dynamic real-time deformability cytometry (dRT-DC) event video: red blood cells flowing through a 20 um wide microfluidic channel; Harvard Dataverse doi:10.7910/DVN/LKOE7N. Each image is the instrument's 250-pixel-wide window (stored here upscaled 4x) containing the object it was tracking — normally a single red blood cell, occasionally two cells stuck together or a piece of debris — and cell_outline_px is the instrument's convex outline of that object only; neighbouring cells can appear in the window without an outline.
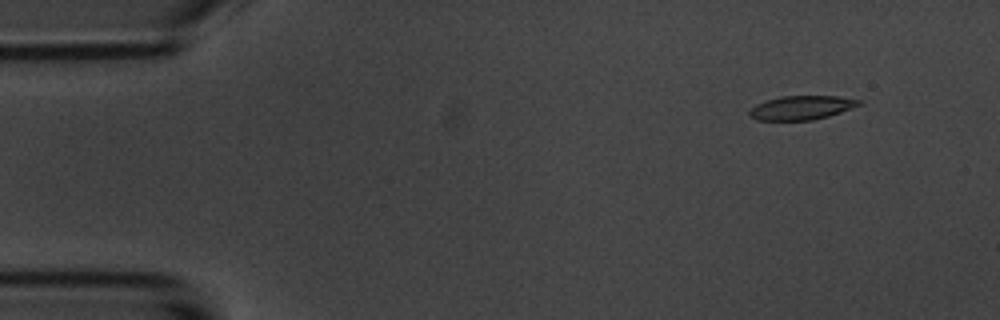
{"species": "common noctule bat (a hibernating species)", "species_latin": "Nyctalus noctula", "temperature_condition": "room temperature", "stored_images_in_passage": 6, "camera_frame_rate_fps": 3000, "um_per_image_px": 0.085, "animal": {"sex": "male", "body_mass_g": 20.1, "forearm_length_mm": 53.5}, "frame": {"image": 1, "passage_image": 2, "time_ms": 1.0, "image_size_px": [1000, 320], "cell_outline_px": [[864, 100], [860, 104], [840, 112], [828, 116], [812, 120], [756, 120], [748, 112], [756, 104], [780, 96], [836, 96]], "centroid_in_image_um": [68.14, 9.15], "position_along_channel_um": 16.9, "area_um2": 15.09}}
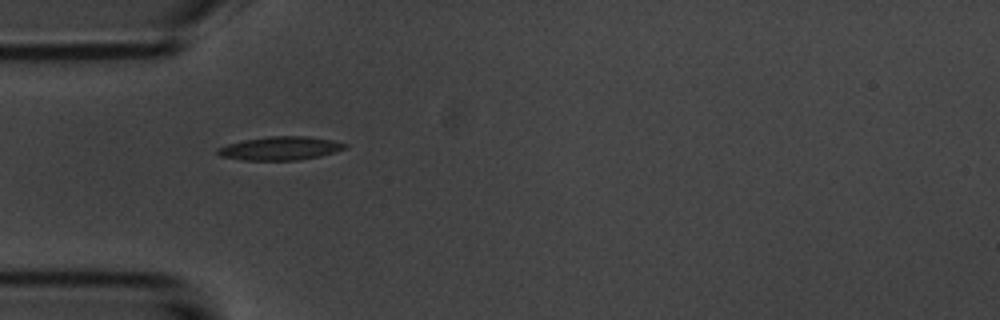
{"frame": {"image": 2, "passage_image": 5, "time_ms": 4.667, "image_size_px": [1000, 320], "cell_outline_px": [[348, 144], [344, 148], [320, 156], [300, 160], [240, 160], [220, 156], [216, 152], [216, 148], [228, 144], [244, 140], [268, 136], [308, 136], [332, 140]], "centroid_in_image_um": [23.77, 12.61], "position_along_channel_um": 61.2, "area_um2": 17.4}}